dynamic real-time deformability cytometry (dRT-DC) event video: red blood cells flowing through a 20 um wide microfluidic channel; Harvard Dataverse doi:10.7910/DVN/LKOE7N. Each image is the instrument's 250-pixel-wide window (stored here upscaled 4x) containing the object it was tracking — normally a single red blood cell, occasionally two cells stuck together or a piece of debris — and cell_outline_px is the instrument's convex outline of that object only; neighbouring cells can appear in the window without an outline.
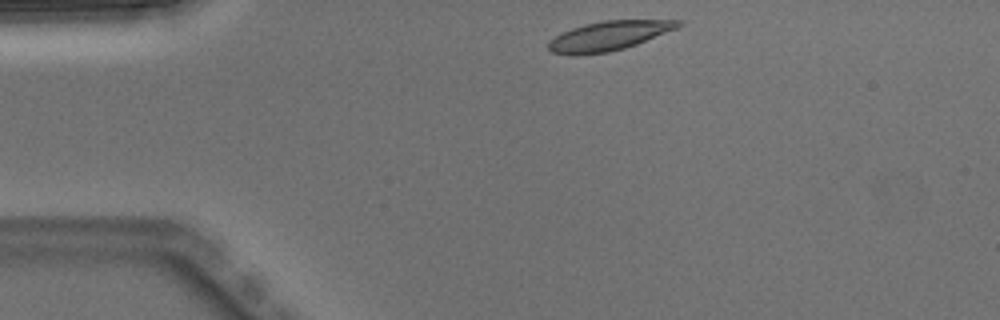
{"species": "Egyptian fruit bat (a non-hibernating species)", "species_latin": "Rousettus aegyptiacus", "temperature_condition": "warm", "stored_images_in_passage": 2, "camera_frame_rate_fps": 3000, "um_per_image_px": 0.085, "animal": {"sex": "male"}, "frame": {"image": 1, "passage_image": 1, "time_ms": 0.0, "image_size_px": [1000, 320], "cell_outline_px": [[684, 24], [676, 28], [636, 44], [624, 48], [608, 52], [572, 56], [552, 52], [548, 48], [548, 40], [572, 28], [584, 24], [604, 20], [684, 20]], "centroid_in_image_um": [51.73, 3.05], "position_along_channel_um": 33.3, "area_um2": 22.08}}